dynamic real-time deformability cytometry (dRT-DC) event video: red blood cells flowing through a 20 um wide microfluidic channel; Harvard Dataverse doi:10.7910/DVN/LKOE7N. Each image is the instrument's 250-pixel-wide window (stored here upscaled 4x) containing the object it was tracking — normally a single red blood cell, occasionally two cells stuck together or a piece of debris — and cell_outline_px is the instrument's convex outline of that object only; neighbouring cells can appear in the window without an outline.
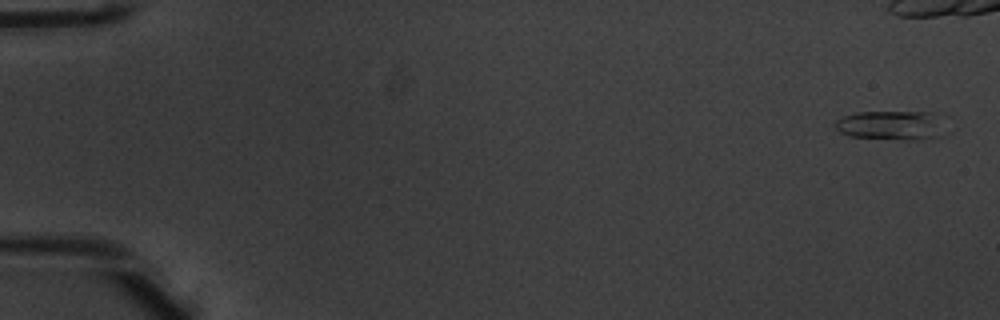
{"species": "common noctule bat (a hibernating species)", "species_latin": "Nyctalus noctula", "temperature_condition": "warm", "stored_images_in_passage": 43, "camera_frame_rate_fps": 3000, "um_per_image_px": 0.085, "animal": {"sex": "male", "body_mass_g": 20.1, "forearm_length_mm": 53.5}, "frame": {"image": 1, "passage_image": 2, "time_ms": 0.333, "image_size_px": [1000, 320], "cell_outline_px": [[936, 136], [916, 140], [904, 140], [848, 136], [840, 132], [836, 128], [836, 120], [844, 116], [856, 112], [932, 112]], "centroid_in_image_um": [75.49, 10.65], "position_along_channel_um": 9.5, "area_um2": 17.63}}
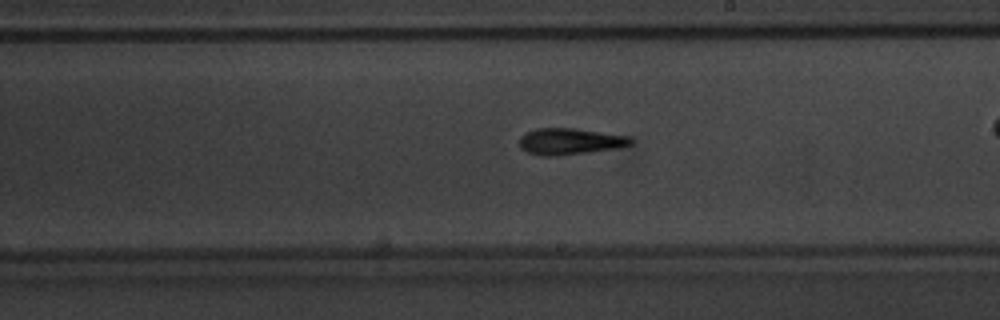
{"frame": {"image": 2, "passage_image": 31, "time_ms": 10.0, "image_size_px": [1000, 320], "cell_outline_px": [[632, 144], [616, 148], [588, 152], [556, 156], [540, 156], [528, 152], [520, 148], [520, 140], [528, 132], [536, 128], [576, 128], [628, 136], [632, 140]], "centroid_in_image_um": [48.45, 12.02], "position_along_channel_um": 240.6, "area_um2": 16.94}}
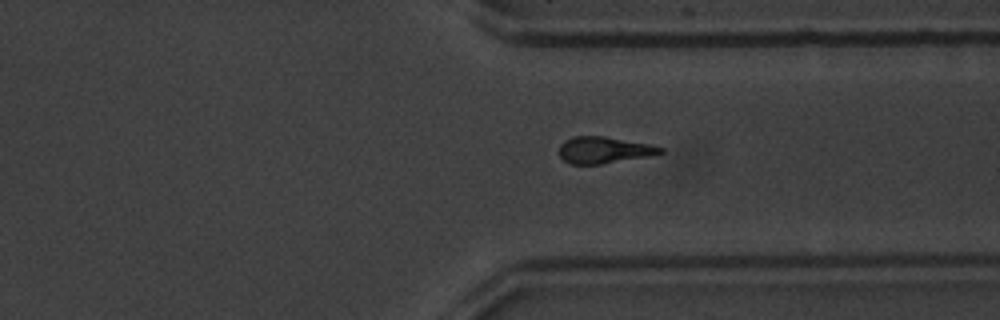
{"frame": {"image": 3, "passage_image": 40, "time_ms": 13.0, "image_size_px": [1000, 320], "cell_outline_px": [[664, 152], [648, 156], [600, 164], [568, 164], [560, 156], [560, 144], [564, 140], [572, 136], [604, 136], [652, 144], [664, 148]], "centroid_in_image_um": [51.33, 12.74], "position_along_channel_um": 360.1, "area_um2": 15.72}}